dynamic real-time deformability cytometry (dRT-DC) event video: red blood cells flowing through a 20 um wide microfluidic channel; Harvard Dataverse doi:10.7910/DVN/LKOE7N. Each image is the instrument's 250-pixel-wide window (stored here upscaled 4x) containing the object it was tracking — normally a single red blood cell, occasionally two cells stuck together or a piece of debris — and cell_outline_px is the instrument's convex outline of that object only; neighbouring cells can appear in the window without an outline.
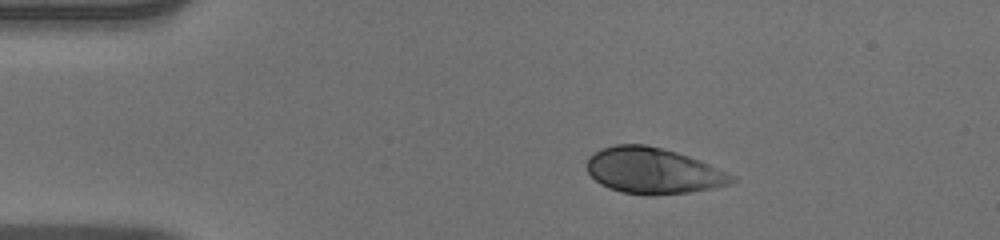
{"species": "human", "species_latin": "Homo sapiens", "temperature_condition": "warm", "stored_images_in_passage": 43, "camera_frame_rate_fps": 3000, "um_per_image_px": 0.085, "donor": {"sex": "male"}, "frame": {"image": 1, "passage_image": 1, "time_ms": 0.0, "image_size_px": [1000, 240], "cell_outline_px": [[736, 180], [728, 184], [712, 188], [688, 192], [652, 196], [644, 196], [620, 192], [608, 188], [600, 184], [588, 172], [588, 156], [600, 148], [616, 144], [644, 144], [664, 148], [700, 160], [736, 176]], "centroid_in_image_um": [55.49, 14.52], "position_along_channel_um": 29.5, "area_um2": 39.02}}
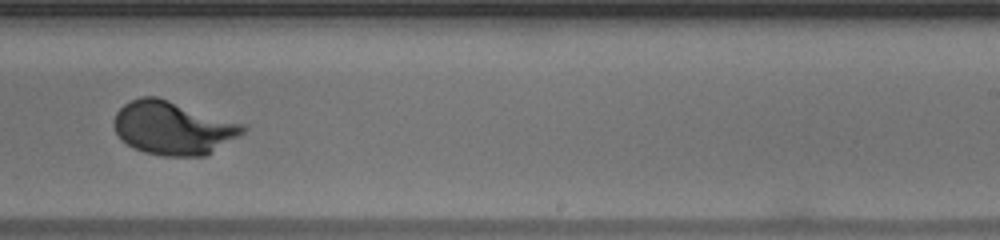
{"frame": {"image": 2, "passage_image": 24, "time_ms": 7.667, "image_size_px": [1000, 240], "cell_outline_px": [[248, 128], [240, 136], [204, 156], [160, 156], [144, 152], [120, 140], [112, 124], [112, 120], [116, 112], [124, 104], [140, 96], [156, 96], [244, 124]], "centroid_in_image_um": [14.68, 10.88], "position_along_channel_um": 274.3, "area_um2": 40.11}}
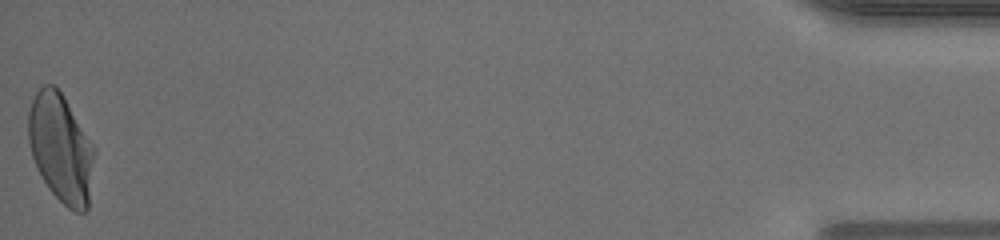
{"frame": {"image": 3, "passage_image": 43, "time_ms": 14.0, "image_size_px": [1000, 240], "cell_outline_px": [[92, 156], [88, 208], [84, 212], [76, 212], [68, 208], [48, 188], [32, 156], [28, 140], [28, 112], [32, 100], [36, 92], [44, 84], [52, 84], [64, 96], [92, 148]], "centroid_in_image_um": [5.11, 12.58], "position_along_channel_um": 430.1, "area_um2": 40.23}, "authors_computed_cell_mechanics": {"area_um2": 39.5352, "velocity_mm_per_s": 3.9804, "shape_relaxation_time_tau1_ms": 2.6988, "shape_relaxation_time_tau2_ms": null, "deformation_change_tau1": 0.1867, "deformation_change_tau2": null}}